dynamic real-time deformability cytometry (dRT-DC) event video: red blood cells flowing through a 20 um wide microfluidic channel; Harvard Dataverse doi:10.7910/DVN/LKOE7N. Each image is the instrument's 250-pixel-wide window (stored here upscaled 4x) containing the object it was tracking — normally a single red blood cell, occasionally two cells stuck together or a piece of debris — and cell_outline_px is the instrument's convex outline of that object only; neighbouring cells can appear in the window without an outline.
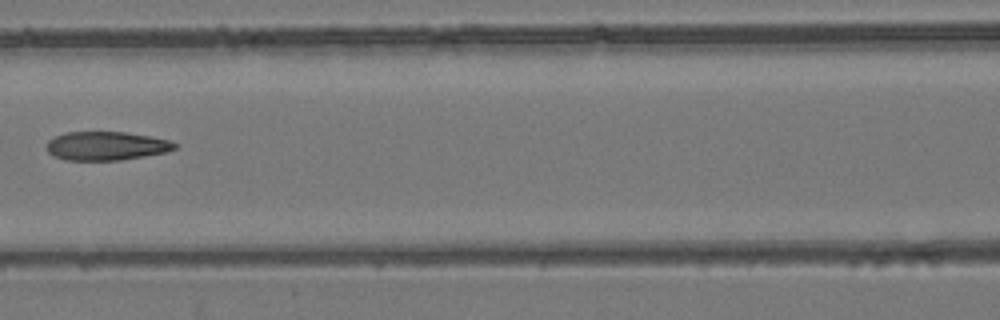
{"species": "common noctule bat (a hibernating species)", "species_latin": "Nyctalus noctula", "temperature_condition": "room temperature", "stored_images_in_passage": 8, "camera_frame_rate_fps": 3000, "um_per_image_px": 0.085, "animal": {"sex": "female", "body_mass_g": 24.6, "forearm_length_mm": 56.2}, "frame": {"image": 1, "passage_image": 7, "time_ms": 7.667, "image_size_px": [1000, 320], "cell_outline_px": [[176, 148], [164, 152], [144, 156], [120, 160], [64, 160], [48, 152], [48, 140], [64, 132], [124, 132], [148, 136], [168, 140], [176, 144]], "centroid_in_image_um": [9.01, 12.4], "position_along_channel_um": 157.6, "area_um2": 21.1}}
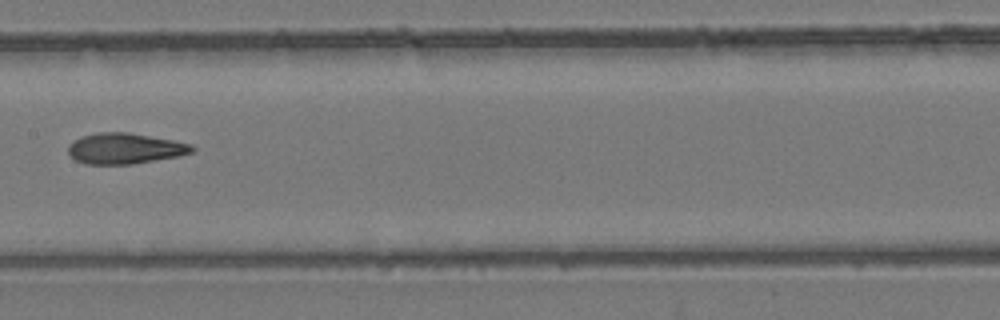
{"frame": {"image": 2, "passage_image": 8, "time_ms": 8.667, "image_size_px": [1000, 320], "cell_outline_px": [[196, 148], [192, 152], [180, 156], [132, 164], [84, 164], [76, 160], [68, 152], [68, 144], [80, 136], [96, 132], [128, 132], [172, 140], [192, 144]], "centroid_in_image_um": [10.61, 12.61], "position_along_channel_um": 196.8, "area_um2": 22.31}}